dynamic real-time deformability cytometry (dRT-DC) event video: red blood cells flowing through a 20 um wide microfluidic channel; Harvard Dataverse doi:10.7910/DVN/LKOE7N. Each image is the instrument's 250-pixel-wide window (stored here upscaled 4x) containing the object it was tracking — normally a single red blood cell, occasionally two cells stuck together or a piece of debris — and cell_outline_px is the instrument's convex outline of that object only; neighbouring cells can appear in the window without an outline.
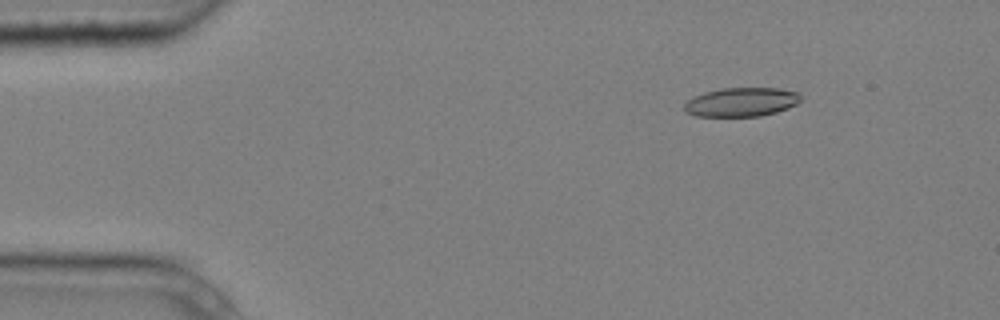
{"species": "common noctule bat (a hibernating species)", "species_latin": "Nyctalus noctula", "temperature_condition": "cold", "stored_images_in_passage": 5, "camera_frame_rate_fps": 3000, "um_per_image_px": 0.085, "animal": {"sex": "male", "body_mass_g": 20.4}, "frame": {"image": 1, "passage_image": 3, "time_ms": 0.667, "image_size_px": [1000, 320], "cell_outline_px": [[800, 100], [796, 104], [788, 108], [776, 112], [760, 116], [696, 116], [684, 112], [684, 104], [692, 96], [704, 92], [720, 88], [780, 88], [800, 92]], "centroid_in_image_um": [63.0, 8.67], "position_along_channel_um": 22.0, "area_um2": 19.83}}